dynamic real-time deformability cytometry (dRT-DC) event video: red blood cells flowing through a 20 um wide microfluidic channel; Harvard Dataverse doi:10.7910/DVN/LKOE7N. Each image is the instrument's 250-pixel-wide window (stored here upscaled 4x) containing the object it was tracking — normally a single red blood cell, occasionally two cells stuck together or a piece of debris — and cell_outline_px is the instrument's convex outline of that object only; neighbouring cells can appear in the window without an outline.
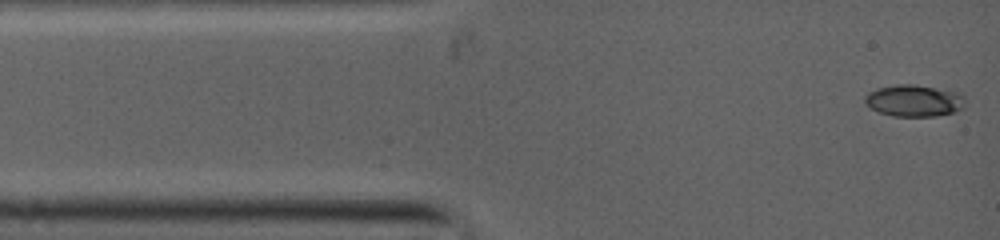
{"species": "common noctule bat (a hibernating species)", "species_latin": "Nyctalus noctula", "temperature_condition": "warm", "stored_images_in_passage": 84, "camera_frame_rate_fps": 5000, "um_per_image_px": 0.085, "animal": {"sex": "female", "body_mass_g": 19.0, "forearm_length_mm": 53.3}, "frame": {"image": 1, "passage_image": 1, "time_ms": 0.0, "image_size_px": [1000, 240], "cell_outline_px": [[964, 108], [952, 112], [936, 116], [892, 116], [880, 112], [864, 104], [864, 96], [868, 92], [876, 88], [896, 84], [916, 84], [964, 92]], "centroid_in_image_um": [77.71, 8.53], "position_along_channel_um": 7.3, "area_um2": 18.96}}
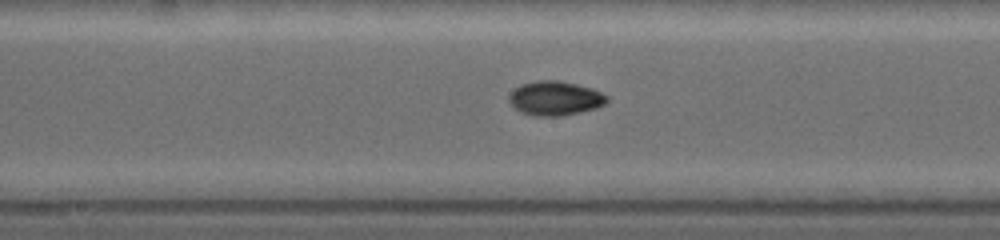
{"frame": {"image": 2, "passage_image": 34, "time_ms": 5.6, "image_size_px": [1000, 240], "cell_outline_px": [[608, 100], [604, 104], [592, 108], [576, 112], [556, 116], [540, 116], [524, 112], [516, 108], [512, 104], [512, 92], [516, 88], [524, 84], [540, 80], [556, 80], [588, 88], [600, 92], [608, 96]], "centroid_in_image_um": [47.21, 8.35], "position_along_channel_um": 201.0, "area_um2": 18.38}}
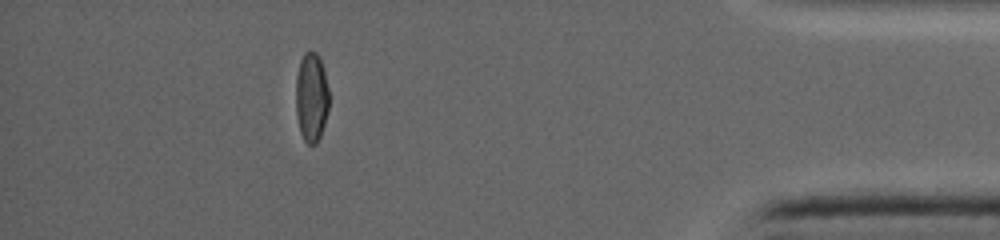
{"frame": {"image": 3, "passage_image": 68, "time_ms": 11.4, "image_size_px": [1000, 240], "cell_outline_px": [[328, 112], [320, 136], [316, 144], [308, 144], [304, 140], [300, 132], [296, 116], [296, 76], [300, 60], [304, 52], [316, 52], [320, 60], [324, 72], [328, 88]], "centroid_in_image_um": [26.46, 8.28], "position_along_channel_um": 408.7, "area_um2": 17.22}}